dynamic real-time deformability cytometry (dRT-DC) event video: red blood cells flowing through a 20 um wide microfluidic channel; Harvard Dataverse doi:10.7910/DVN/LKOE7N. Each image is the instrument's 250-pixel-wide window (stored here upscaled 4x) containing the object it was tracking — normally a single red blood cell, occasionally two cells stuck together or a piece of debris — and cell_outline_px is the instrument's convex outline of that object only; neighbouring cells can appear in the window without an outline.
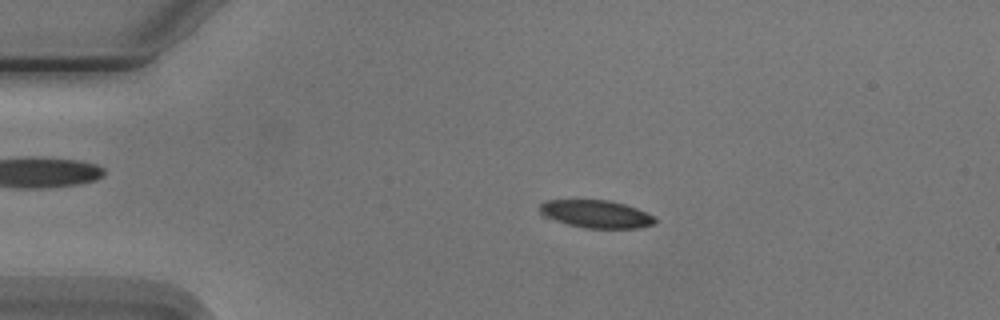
{"species": "Egyptian fruit bat (a non-hibernating species)", "species_latin": "Rousettus aegyptiacus", "temperature_condition": "cold", "stored_images_in_passage": 4, "camera_frame_rate_fps": 3000, "um_per_image_px": 0.085, "animal": {"sex": "male"}, "frame": {"image": 1, "passage_image": 3, "time_ms": 2.333, "image_size_px": [1000, 320], "cell_outline_px": [[656, 224], [640, 228], [584, 228], [568, 224], [540, 216], [540, 204], [544, 200], [608, 200], [624, 204], [636, 208], [652, 216], [656, 220]], "centroid_in_image_um": [50.63, 18.2], "position_along_channel_um": 34.4, "area_um2": 18.67}}